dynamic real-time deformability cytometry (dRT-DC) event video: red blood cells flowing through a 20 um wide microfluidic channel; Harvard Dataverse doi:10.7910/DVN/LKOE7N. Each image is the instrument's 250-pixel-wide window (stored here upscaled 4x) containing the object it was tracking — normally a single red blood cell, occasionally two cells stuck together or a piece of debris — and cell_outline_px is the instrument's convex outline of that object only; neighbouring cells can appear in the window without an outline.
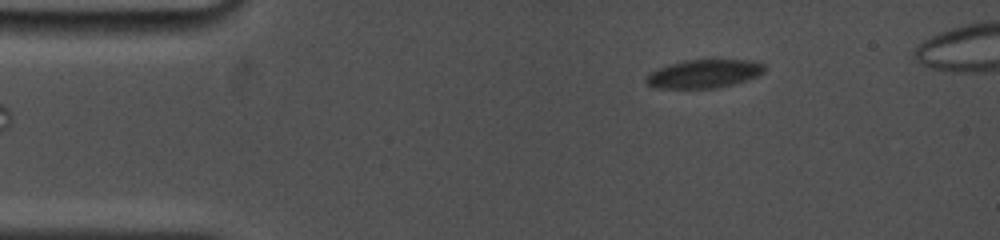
{"species": "common noctule bat (a hibernating species)", "species_latin": "Nyctalus noctula", "temperature_condition": "cold", "stored_images_in_passage": 30, "camera_frame_rate_fps": 5000, "um_per_image_px": 0.085, "animal": {"sex": "female", "body_mass_g": 19.0, "forearm_length_mm": 53.3}, "frame": {"image": 1, "passage_image": 8, "time_ms": 2.8, "image_size_px": [1000, 240], "cell_outline_px": [[764, 72], [756, 76], [732, 84], [716, 88], [656, 88], [648, 84], [644, 80], [652, 72], [668, 64], [684, 60], [752, 60], [764, 64]], "centroid_in_image_um": [59.83, 6.26], "position_along_channel_um": 25.2, "area_um2": 19.31}}
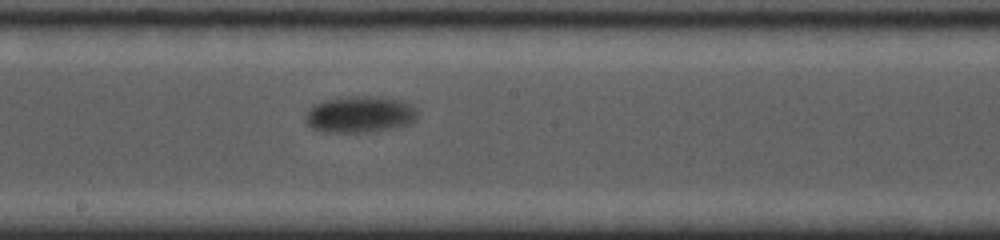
{"frame": {"image": 2, "passage_image": 24, "time_ms": 10.2, "image_size_px": [1000, 240], "cell_outline_px": [[416, 120], [408, 124], [392, 128], [368, 132], [324, 132], [312, 128], [304, 120], [304, 116], [316, 104], [324, 100], [348, 96], [372, 96], [400, 100], [412, 104], [416, 108]], "centroid_in_image_um": [30.59, 9.72], "position_along_channel_um": 217.6, "area_um2": 23.76}}
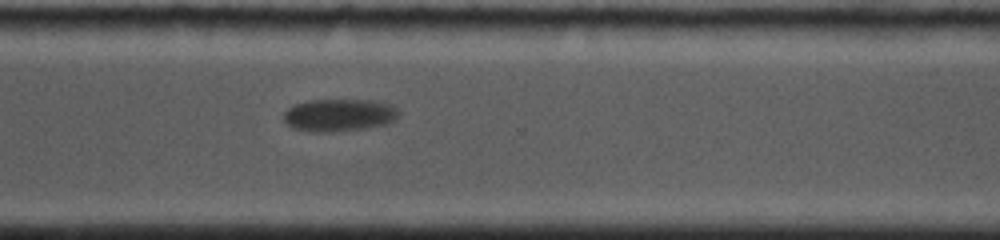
{"frame": {"image": 3, "passage_image": 30, "time_ms": 13.8, "image_size_px": [1000, 240], "cell_outline_px": [[396, 120], [384, 124], [364, 128], [332, 132], [316, 132], [292, 128], [284, 120], [284, 112], [288, 108], [296, 104], [308, 100], [368, 100], [388, 104], [396, 108]], "centroid_in_image_um": [28.77, 9.78], "position_along_channel_um": 341.8, "area_um2": 21.44}}